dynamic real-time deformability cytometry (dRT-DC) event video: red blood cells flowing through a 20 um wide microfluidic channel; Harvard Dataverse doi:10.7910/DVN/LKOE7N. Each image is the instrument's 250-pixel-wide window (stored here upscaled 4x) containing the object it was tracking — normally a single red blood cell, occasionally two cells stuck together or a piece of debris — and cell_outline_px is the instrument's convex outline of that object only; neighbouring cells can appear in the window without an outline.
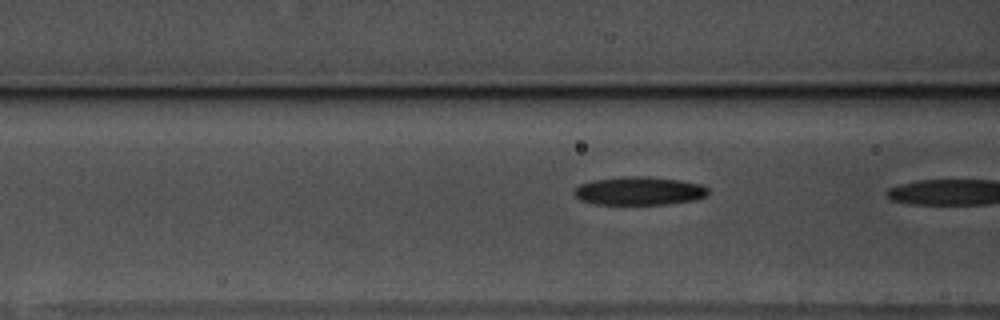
{"species": "common noctule bat (a hibernating species)", "species_latin": "Nyctalus noctula", "temperature_condition": "warm", "stored_images_in_passage": 10, "camera_frame_rate_fps": 3000, "um_per_image_px": 0.085, "animal": {"sex": "male", "body_mass_g": 17.5, "forearm_length_mm": 52.3}, "frame": {"image": 1, "passage_image": 9, "time_ms": 2.667, "image_size_px": [1000, 320], "cell_outline_px": [[708, 192], [704, 196], [696, 200], [664, 204], [596, 204], [580, 200], [576, 196], [576, 188], [580, 184], [592, 180], [624, 176], [644, 176], [680, 180], [700, 184], [708, 188]], "centroid_in_image_um": [54.34, 16.22], "position_along_channel_um": 112.3, "area_um2": 21.96}}